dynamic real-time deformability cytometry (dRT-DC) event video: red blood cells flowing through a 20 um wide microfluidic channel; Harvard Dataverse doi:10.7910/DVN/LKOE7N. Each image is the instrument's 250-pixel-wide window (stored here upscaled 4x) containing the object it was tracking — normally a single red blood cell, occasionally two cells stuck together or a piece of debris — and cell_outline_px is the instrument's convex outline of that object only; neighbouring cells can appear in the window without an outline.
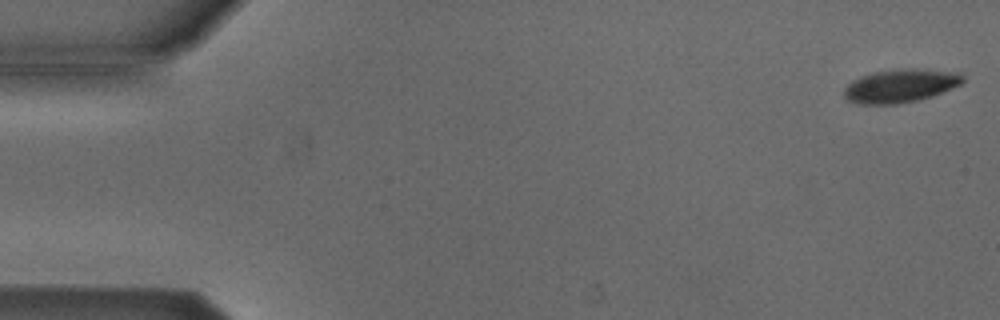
{"species": "Egyptian fruit bat (a non-hibernating species)", "species_latin": "Rousettus aegyptiacus", "temperature_condition": "cold", "stored_images_in_passage": 12, "camera_frame_rate_fps": 3000, "um_per_image_px": 0.085, "animal": {"sex": "male"}, "frame": {"image": 1, "passage_image": 1, "time_ms": 0.0, "image_size_px": [1000, 320], "cell_outline_px": [[964, 80], [960, 84], [940, 92], [916, 100], [896, 104], [860, 104], [848, 100], [844, 96], [844, 88], [852, 80], [860, 76], [872, 72], [912, 68], [944, 72], [964, 76]], "centroid_in_image_um": [76.42, 7.3], "position_along_channel_um": 8.6, "area_um2": 22.31}}